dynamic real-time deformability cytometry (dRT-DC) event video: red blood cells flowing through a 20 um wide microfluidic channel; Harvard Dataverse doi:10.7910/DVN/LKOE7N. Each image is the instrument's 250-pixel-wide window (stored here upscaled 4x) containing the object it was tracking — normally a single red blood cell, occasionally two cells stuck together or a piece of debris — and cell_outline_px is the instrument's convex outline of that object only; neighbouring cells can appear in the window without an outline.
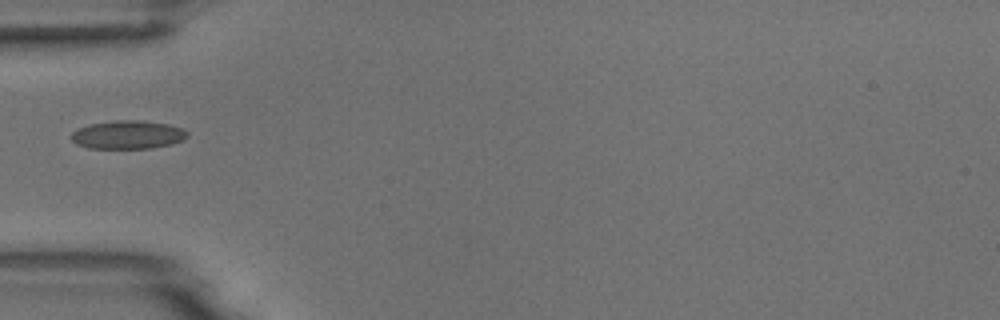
{"species": "common noctule bat (a hibernating species)", "species_latin": "Nyctalus noctula", "temperature_condition": "room temperature", "stored_images_in_passage": 2, "camera_frame_rate_fps": 3000, "um_per_image_px": 0.085, "animal": {"sex": "male", "body_mass_g": 18.8}, "frame": {"image": 1, "passage_image": 2, "time_ms": 2.0, "image_size_px": [1000, 320], "cell_outline_px": [[188, 136], [184, 140], [172, 144], [152, 148], [88, 148], [76, 144], [72, 140], [72, 132], [76, 128], [92, 124], [116, 120], [140, 120], [168, 124], [184, 128], [188, 132]], "centroid_in_image_um": [10.9, 11.45], "position_along_channel_um": 74.1, "area_um2": 19.31}}